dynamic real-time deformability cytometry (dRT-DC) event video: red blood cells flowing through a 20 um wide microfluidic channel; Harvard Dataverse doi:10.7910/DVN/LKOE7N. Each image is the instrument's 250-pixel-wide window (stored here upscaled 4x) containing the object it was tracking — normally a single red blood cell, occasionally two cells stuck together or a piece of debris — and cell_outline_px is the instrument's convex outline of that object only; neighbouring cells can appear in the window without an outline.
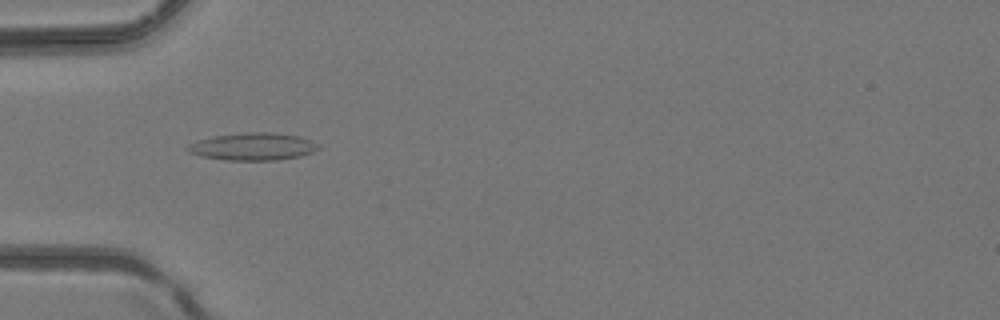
{"species": "common noctule bat (a hibernating species)", "species_latin": "Nyctalus noctula", "temperature_condition": "room temperature", "stored_images_in_passage": 4, "camera_frame_rate_fps": 3000, "um_per_image_px": 0.085, "animal": {"sex": "female", "body_mass_g": 24.6, "forearm_length_mm": 56.2}, "frame": {"image": 1, "passage_image": 4, "time_ms": 1.0, "image_size_px": [1000, 320], "cell_outline_px": [[320, 148], [312, 152], [300, 156], [276, 160], [224, 160], [200, 156], [188, 152], [184, 148], [188, 144], [196, 140], [212, 136], [244, 132], [272, 132], [300, 136], [312, 140], [320, 144]], "centroid_in_image_um": [21.47, 12.45], "position_along_channel_um": 63.5, "area_um2": 21.27}}